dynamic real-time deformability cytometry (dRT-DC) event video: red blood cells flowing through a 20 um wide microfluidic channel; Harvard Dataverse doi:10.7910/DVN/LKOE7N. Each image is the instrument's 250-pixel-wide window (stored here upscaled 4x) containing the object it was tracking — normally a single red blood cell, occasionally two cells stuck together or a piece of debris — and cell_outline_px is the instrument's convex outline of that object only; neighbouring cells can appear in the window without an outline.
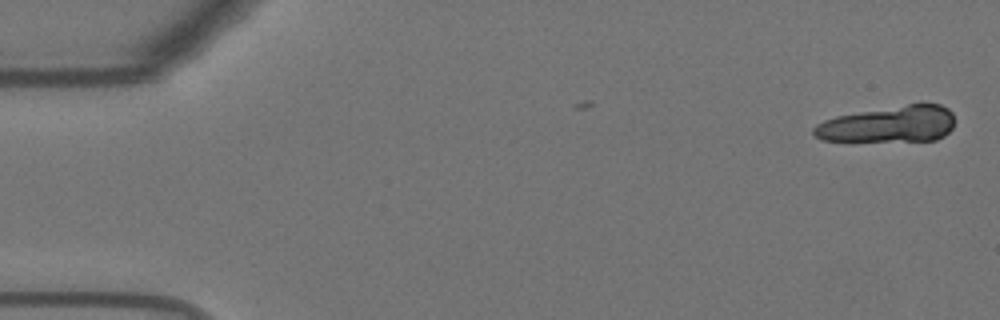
{"species": "Egyptian fruit bat (a non-hibernating species)", "species_latin": "Rousettus aegyptiacus", "temperature_condition": "warm", "stored_images_in_passage": 5, "camera_frame_rate_fps": 3000, "um_per_image_px": 0.085, "animal": {"sex": "female"}, "frame": {"image": 1, "passage_image": 1, "time_ms": 0.0, "image_size_px": [1000, 320], "cell_outline_px": [[956, 120], [952, 128], [944, 136], [936, 140], [824, 140], [816, 136], [812, 132], [812, 128], [816, 124], [824, 120], [836, 116], [908, 104], [940, 104], [948, 108], [952, 112]], "centroid_in_image_um": [75.6, 10.55], "position_along_channel_um": 9.4, "area_um2": 29.48}}